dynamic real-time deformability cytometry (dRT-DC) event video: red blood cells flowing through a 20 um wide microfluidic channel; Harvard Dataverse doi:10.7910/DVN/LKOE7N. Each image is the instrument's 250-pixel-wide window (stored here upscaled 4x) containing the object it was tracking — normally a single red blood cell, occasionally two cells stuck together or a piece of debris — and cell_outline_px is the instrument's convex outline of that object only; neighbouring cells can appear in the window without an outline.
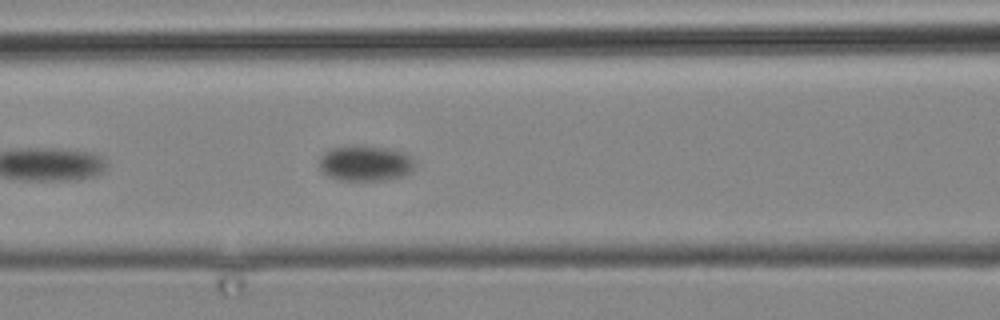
{"species": "common noctule bat (a hibernating species)", "species_latin": "Nyctalus noctula", "temperature_condition": "cold", "stored_images_in_passage": 15, "camera_frame_rate_fps": 3000, "um_per_image_px": 0.085, "animal": {"sex": "male", "body_mass_g": 19.2, "forearm_length_mm": 51.8}, "frame": {"image": 1, "passage_image": 15, "time_ms": 18.0, "image_size_px": [1000, 320], "cell_outline_px": [[416, 164], [404, 176], [384, 180], [336, 180], [324, 176], [320, 172], [320, 156], [324, 152], [332, 148], [356, 144], [360, 144], [388, 148], [404, 152]], "centroid_in_image_um": [30.98, 13.87], "position_along_channel_um": 135.6, "area_um2": 20.17}}